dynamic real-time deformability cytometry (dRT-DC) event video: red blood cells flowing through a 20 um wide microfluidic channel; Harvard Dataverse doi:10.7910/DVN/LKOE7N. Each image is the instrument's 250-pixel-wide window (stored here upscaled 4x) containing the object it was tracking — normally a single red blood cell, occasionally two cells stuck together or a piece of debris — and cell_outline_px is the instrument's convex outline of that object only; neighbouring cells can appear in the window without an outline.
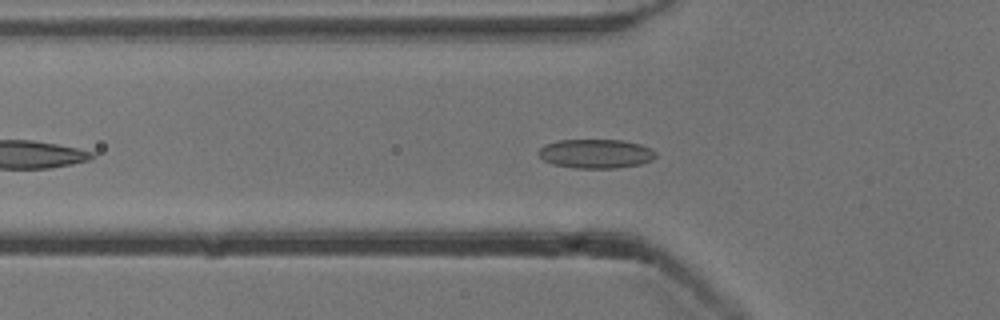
{"species": "common noctule bat (a hibernating species)", "species_latin": "Nyctalus noctula", "temperature_condition": "cold", "stored_images_in_passage": 35, "camera_frame_rate_fps": 3000, "um_per_image_px": 0.085, "animal": {"sex": "male", "body_mass_g": 13.3}, "frame": {"image": 1, "passage_image": 8, "time_ms": 2.333, "image_size_px": [1000, 320], "cell_outline_px": [[656, 156], [652, 160], [640, 164], [616, 168], [576, 168], [552, 164], [544, 160], [536, 152], [544, 144], [560, 140], [620, 140], [640, 144], [652, 148], [656, 152]], "centroid_in_image_um": [50.64, 13.06], "position_along_channel_um": 75.2, "area_um2": 19.94}}
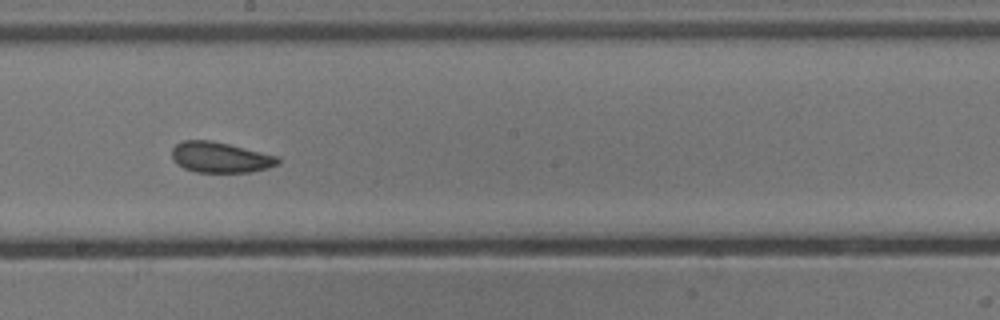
{"frame": {"image": 2, "passage_image": 20, "time_ms": 6.333, "image_size_px": [1000, 320], "cell_outline_px": [[280, 164], [268, 168], [248, 172], [196, 172], [184, 168], [176, 164], [172, 160], [172, 148], [176, 144], [184, 140], [212, 140], [276, 156], [280, 160]], "centroid_in_image_um": [18.69, 13.38], "position_along_channel_um": 229.5, "area_um2": 18.84}}
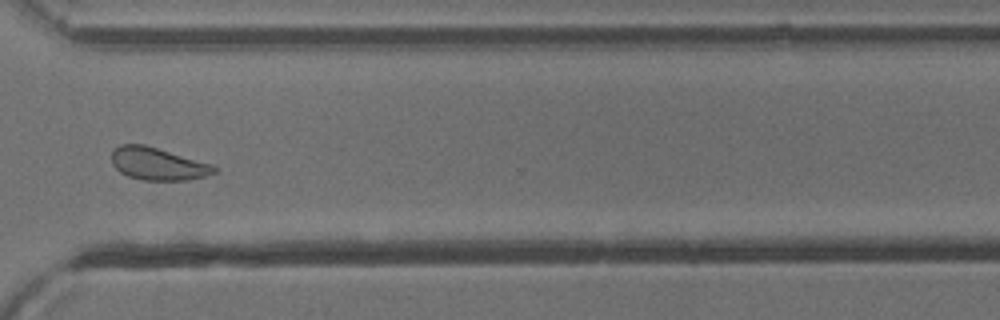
{"frame": {"image": 3, "passage_image": 30, "time_ms": 9.667, "image_size_px": [1000, 320], "cell_outline_px": [[216, 172], [208, 176], [188, 180], [144, 180], [128, 176], [120, 172], [112, 164], [112, 152], [120, 144], [144, 144], [212, 164], [216, 168]], "centroid_in_image_um": [13.42, 13.93], "position_along_channel_um": 357.2, "area_um2": 19.36}, "authors_computed_cell_mechanics": {"area_um2": 19.3052, "velocity_mm_per_s": 3.8475, "shape_relaxation_time_tau1_ms": null, "shape_relaxation_time_tau2_ms": 2.0809, "deformation_change_tau1": null, "deformation_change_tau2": 0.0846}}